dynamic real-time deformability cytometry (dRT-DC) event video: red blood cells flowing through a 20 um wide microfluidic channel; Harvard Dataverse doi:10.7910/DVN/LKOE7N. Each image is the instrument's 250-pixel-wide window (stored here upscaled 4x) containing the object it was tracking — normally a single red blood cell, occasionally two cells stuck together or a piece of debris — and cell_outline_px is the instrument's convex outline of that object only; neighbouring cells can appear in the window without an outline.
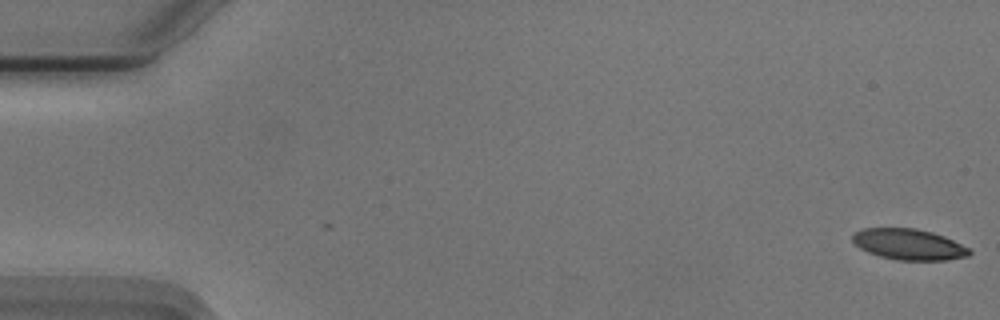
{"species": "Egyptian fruit bat (a non-hibernating species)", "species_latin": "Rousettus aegyptiacus", "temperature_condition": "cold", "stored_images_in_passage": 9, "camera_frame_rate_fps": 3000, "um_per_image_px": 0.085, "animal": {"sex": "male"}, "frame": {"image": 1, "passage_image": 1, "time_ms": 0.0, "image_size_px": [1000, 320], "cell_outline_px": [[972, 252], [968, 256], [948, 260], [896, 260], [880, 256], [868, 252], [860, 248], [852, 240], [852, 236], [860, 228], [916, 228], [932, 232], [944, 236], [968, 248]], "centroid_in_image_um": [77.24, 20.77], "position_along_channel_um": 7.8, "area_um2": 20.98}}